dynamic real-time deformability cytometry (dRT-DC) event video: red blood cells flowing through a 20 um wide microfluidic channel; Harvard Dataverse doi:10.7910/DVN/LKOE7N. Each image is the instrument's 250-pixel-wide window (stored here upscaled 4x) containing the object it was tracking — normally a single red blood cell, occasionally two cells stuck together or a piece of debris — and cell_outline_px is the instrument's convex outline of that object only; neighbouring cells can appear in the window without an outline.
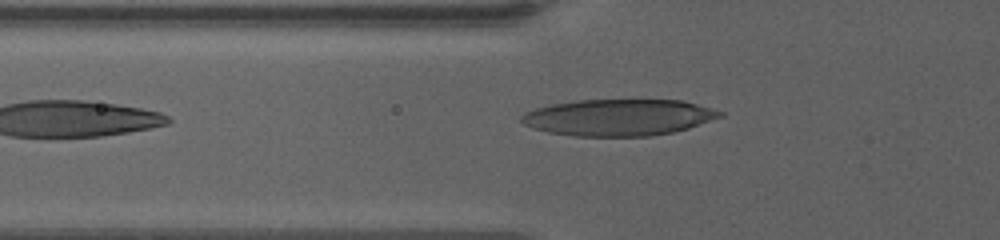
{"species": "human", "species_latin": "Homo sapiens", "temperature_condition": "warm", "stored_images_in_passage": 37, "camera_frame_rate_fps": 3000, "um_per_image_px": 0.085, "donor": {"sex": "female"}, "frame": {"image": 1, "passage_image": 2, "time_ms": 0.333, "image_size_px": [1000, 240], "cell_outline_px": [[724, 116], [688, 128], [672, 132], [652, 136], [572, 136], [548, 132], [532, 128], [524, 124], [520, 120], [520, 116], [524, 112], [536, 108], [552, 104], [576, 100], [684, 100], [724, 112]], "centroid_in_image_um": [52.57, 9.98], "position_along_channel_um": 73.2, "area_um2": 42.37}}
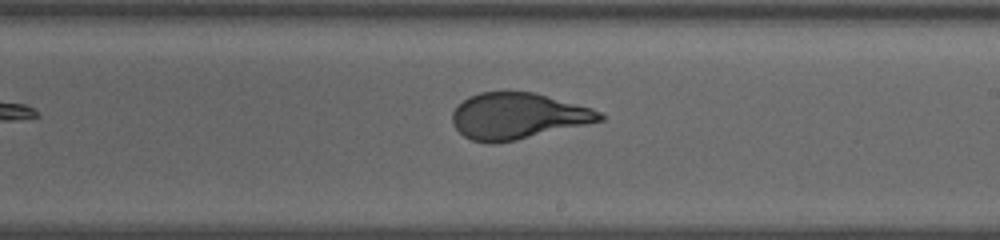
{"frame": {"image": 2, "passage_image": 17, "time_ms": 5.333, "image_size_px": [1000, 240], "cell_outline_px": [[604, 120], [516, 140], [492, 144], [472, 140], [464, 136], [456, 128], [452, 120], [452, 112], [468, 96], [480, 92], [532, 92], [592, 108], [600, 112], [604, 116]], "centroid_in_image_um": [43.99, 9.87], "position_along_channel_um": 245.0, "area_um2": 39.25}}
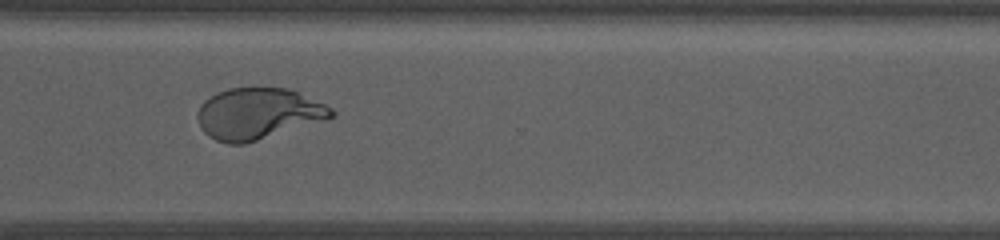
{"frame": {"image": 3, "passage_image": 26, "time_ms": 8.333, "image_size_px": [1000, 240], "cell_outline_px": [[336, 116], [244, 144], [228, 144], [216, 140], [208, 136], [200, 128], [196, 116], [200, 104], [204, 100], [216, 92], [228, 88], [288, 88], [324, 104], [332, 108], [336, 112]], "centroid_in_image_um": [21.89, 9.66], "position_along_channel_um": 348.7, "area_um2": 39.82}, "authors_computed_cell_mechanics": {"area_um2": 40.46, "velocity_mm_per_s": 3.4618, "shape_relaxation_time_tau1_ms": 8.8343, "shape_relaxation_time_tau2_ms": null, "deformation_change_tau1": 0.3166, "deformation_change_tau2": null}}